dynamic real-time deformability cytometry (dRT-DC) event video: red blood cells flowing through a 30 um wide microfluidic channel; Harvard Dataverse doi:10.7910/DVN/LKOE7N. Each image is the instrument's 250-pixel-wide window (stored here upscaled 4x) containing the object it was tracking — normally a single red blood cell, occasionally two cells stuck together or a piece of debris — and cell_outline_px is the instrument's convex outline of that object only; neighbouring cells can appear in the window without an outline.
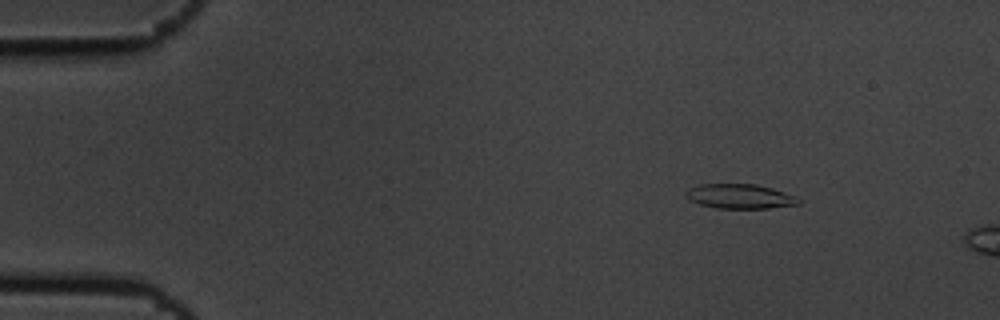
{"species": "common noctule bat (a hibernating species)", "species_latin": "Nyctalus noctula", "temperature_condition": "cold", "stored_images_in_passage": 5, "camera_frame_rate_fps": 3000, "um_per_image_px": 0.085, "animal": {"sex": "male", "body_mass_g": 19.5, "forearm_length_mm": 54.6}, "frame": {"image": 1, "passage_image": 3, "time_ms": 0.667, "image_size_px": [1000, 320], "cell_outline_px": [[804, 200], [800, 204], [768, 208], [716, 208], [700, 204], [688, 200], [684, 196], [684, 192], [688, 188], [700, 184], [756, 184], [772, 188], [796, 196]], "centroid_in_image_um": [62.88, 16.69], "position_along_channel_um": 22.1, "area_um2": 16.36}}